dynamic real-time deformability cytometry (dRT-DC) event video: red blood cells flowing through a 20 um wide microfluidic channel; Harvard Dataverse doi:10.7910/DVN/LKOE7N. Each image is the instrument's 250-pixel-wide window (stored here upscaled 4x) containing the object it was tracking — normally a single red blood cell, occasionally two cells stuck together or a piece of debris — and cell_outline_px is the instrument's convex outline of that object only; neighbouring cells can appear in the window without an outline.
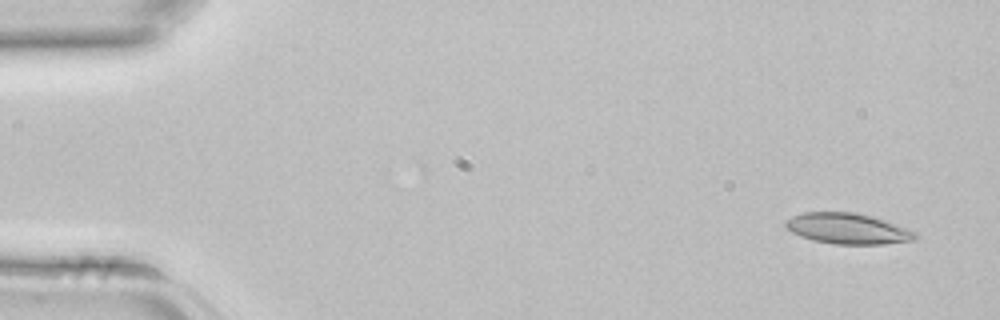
{"species": "common noctule bat (a hibernating species)", "species_latin": "Nyctalus noctula", "temperature_condition": "room temperature", "stored_images_in_passage": 42, "camera_frame_rate_fps": 3000, "um_per_image_px": 0.085, "animal": {"sex": "female", "body_mass_g": 22.7, "forearm_length_mm": 54.2}, "frame": {"image": 1, "passage_image": 1, "time_ms": 0.0, "image_size_px": [1000, 320], "cell_outline_px": [[920, 236], [916, 240], [884, 244], [832, 244], [812, 240], [800, 236], [784, 228], [784, 220], [792, 216], [804, 212], [856, 212], [872, 216], [908, 228], [916, 232]], "centroid_in_image_um": [72.05, 19.43], "position_along_channel_um": 12.9, "area_um2": 23.58}}
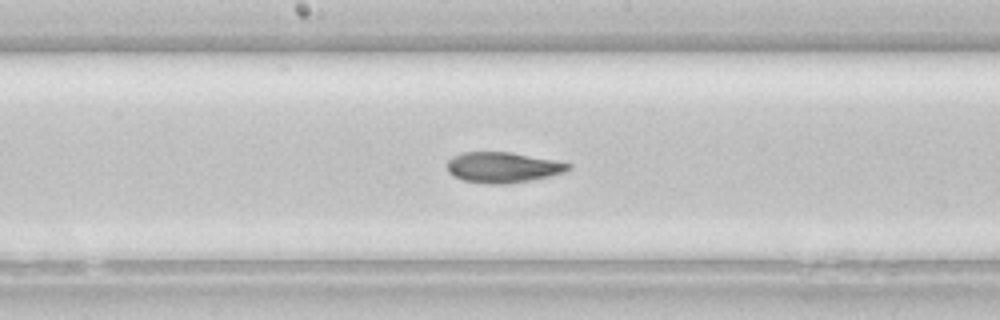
{"frame": {"image": 2, "passage_image": 21, "time_ms": 6.667, "image_size_px": [1000, 320], "cell_outline_px": [[572, 168], [564, 172], [532, 180], [508, 184], [492, 184], [464, 180], [452, 176], [448, 172], [448, 160], [452, 156], [460, 152], [512, 152], [572, 164]], "centroid_in_image_um": [42.72, 14.22], "position_along_channel_um": 205.5, "area_um2": 21.56}}
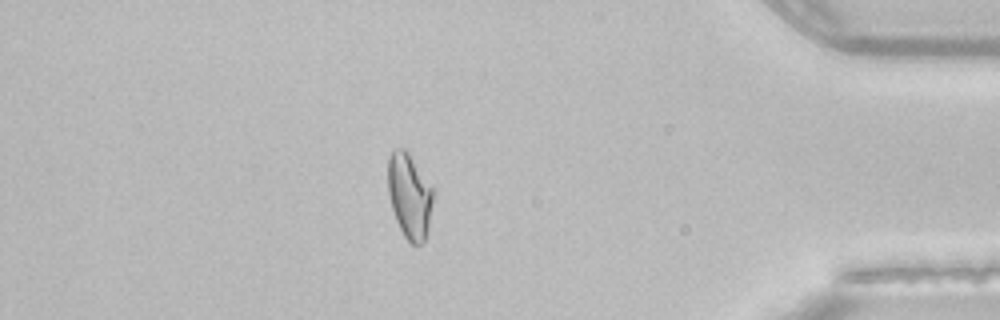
{"frame": {"image": 3, "passage_image": 36, "time_ms": 11.667, "image_size_px": [1000, 320], "cell_outline_px": [[436, 192], [428, 228], [424, 240], [416, 248], [404, 236], [396, 220], [392, 208], [388, 192], [388, 156], [392, 148], [404, 148], [408, 152], [436, 188]], "centroid_in_image_um": [34.85, 16.61], "position_along_channel_um": 400.4, "area_um2": 23.18}}